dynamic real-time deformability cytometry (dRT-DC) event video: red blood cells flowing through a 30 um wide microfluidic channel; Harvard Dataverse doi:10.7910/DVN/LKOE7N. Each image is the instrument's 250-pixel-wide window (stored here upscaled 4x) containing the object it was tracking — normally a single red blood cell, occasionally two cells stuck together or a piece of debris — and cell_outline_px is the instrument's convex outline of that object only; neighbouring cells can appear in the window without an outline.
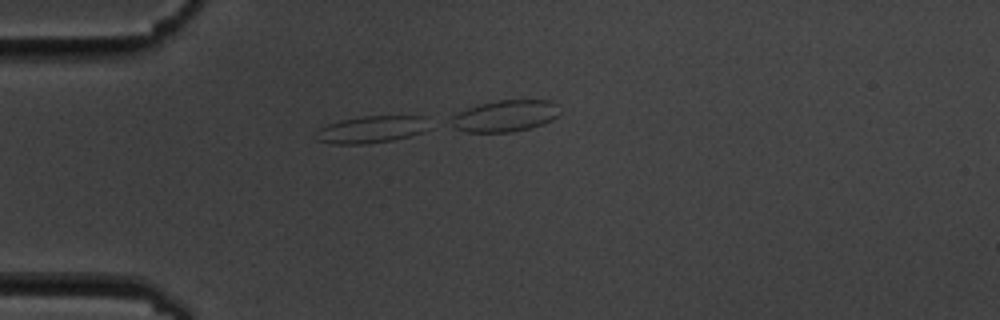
{"species": "common noctule bat (a hibernating species)", "species_latin": "Nyctalus noctula", "temperature_condition": "cold", "stored_images_in_passage": 6, "camera_frame_rate_fps": 3000, "um_per_image_px": 0.085, "animal": {"sex": "male", "body_mass_g": 19.5, "forearm_length_mm": 54.6}, "frame": {"image": 1, "passage_image": 4, "time_ms": 4.333, "image_size_px": [1000, 320], "cell_outline_px": [[432, 128], [424, 132], [392, 140], [368, 144], [332, 144], [316, 140], [312, 136], [320, 128], [328, 124], [340, 120], [360, 116], [428, 116]], "centroid_in_image_um": [31.61, 11.0], "position_along_channel_um": 53.4, "area_um2": 18.38}}
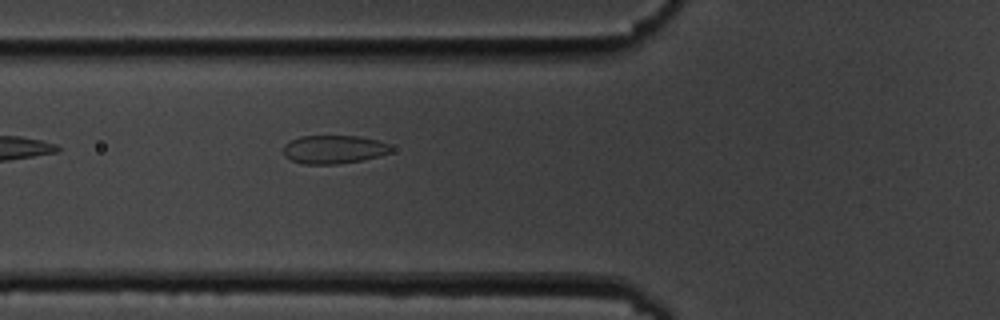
{"frame": {"image": 2, "passage_image": 6, "time_ms": 6.667, "image_size_px": [1000, 320], "cell_outline_px": [[392, 152], [380, 156], [360, 160], [336, 164], [304, 164], [292, 160], [284, 156], [284, 144], [300, 136], [360, 136], [380, 140], [388, 144], [392, 148]], "centroid_in_image_um": [28.4, 12.69], "position_along_channel_um": 97.4, "area_um2": 17.86}}